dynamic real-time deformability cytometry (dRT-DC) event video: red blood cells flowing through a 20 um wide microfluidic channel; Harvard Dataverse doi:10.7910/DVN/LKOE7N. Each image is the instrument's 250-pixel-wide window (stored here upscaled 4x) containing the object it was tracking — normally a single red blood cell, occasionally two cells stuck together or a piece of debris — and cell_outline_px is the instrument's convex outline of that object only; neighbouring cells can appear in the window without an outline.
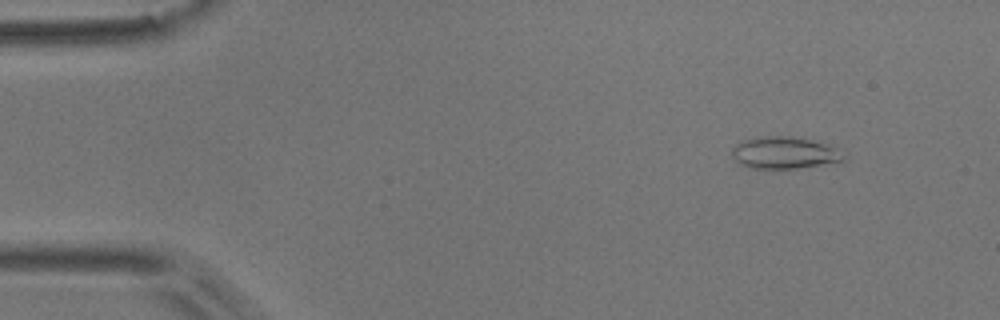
{"species": "common noctule bat (a hibernating species)", "species_latin": "Nyctalus noctula", "temperature_condition": "room temperature", "stored_images_in_passage": 54, "camera_frame_rate_fps": 3000, "um_per_image_px": 0.085, "animal": {"sex": "male", "body_mass_g": 17.9}, "frame": {"image": 1, "passage_image": 6, "time_ms": 1.667, "image_size_px": [1000, 320], "cell_outline_px": [[848, 156], [840, 164], [796, 168], [748, 168], [740, 164], [732, 156], [732, 148], [736, 144], [744, 140], [760, 136], [788, 136], [808, 140], [824, 144], [848, 152]], "centroid_in_image_um": [66.77, 13.01], "position_along_channel_um": 18.2, "area_um2": 21.21}}
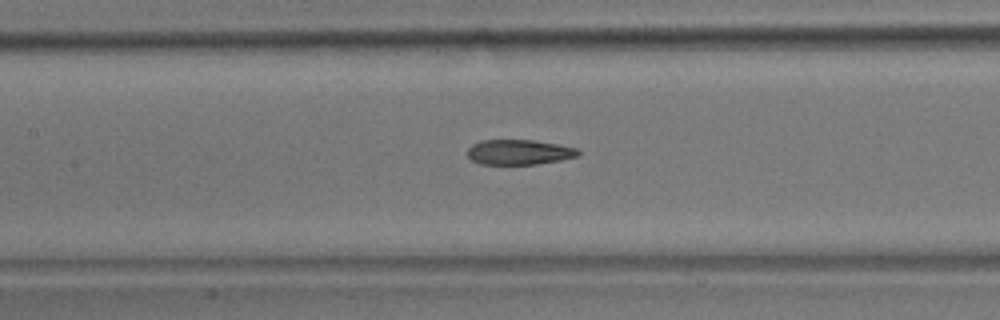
{"frame": {"image": 2, "passage_image": 25, "time_ms": 8.0, "image_size_px": [1000, 320], "cell_outline_px": [[580, 152], [576, 156], [560, 160], [536, 164], [480, 164], [472, 160], [468, 156], [468, 148], [472, 144], [480, 140], [532, 140], [556, 144], [576, 148]], "centroid_in_image_um": [44.07, 12.93], "position_along_channel_um": 163.3, "area_um2": 16.01}}
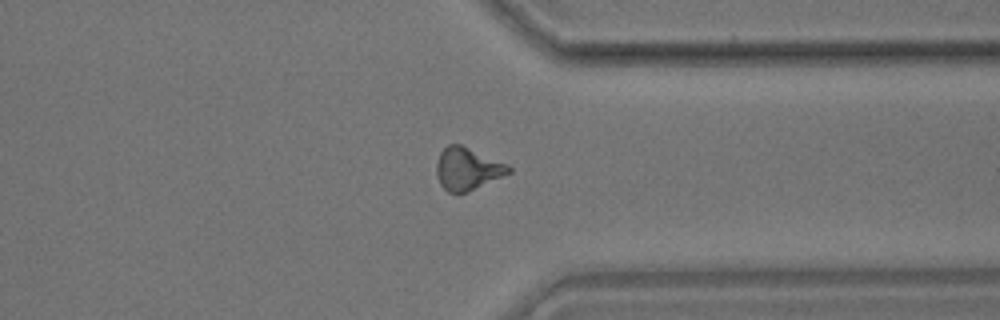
{"frame": {"image": 3, "passage_image": 42, "time_ms": 13.667, "image_size_px": [1000, 320], "cell_outline_px": [[512, 172], [468, 192], [448, 192], [440, 184], [436, 172], [436, 164], [440, 152], [448, 144], [460, 144], [508, 164], [512, 168]], "centroid_in_image_um": [39.74, 14.34], "position_along_channel_um": 371.7, "area_um2": 17.8}, "authors_computed_cell_mechanics": {"area_um2": 17.7735, "velocity_mm_per_s": 3.7179, "shape_relaxation_time_tau1_ms": 9.1847, "shape_relaxation_time_tau2_ms": 2.5795, "deformation_change_tau1": 0.247, "deformation_change_tau2": 0.1038}}